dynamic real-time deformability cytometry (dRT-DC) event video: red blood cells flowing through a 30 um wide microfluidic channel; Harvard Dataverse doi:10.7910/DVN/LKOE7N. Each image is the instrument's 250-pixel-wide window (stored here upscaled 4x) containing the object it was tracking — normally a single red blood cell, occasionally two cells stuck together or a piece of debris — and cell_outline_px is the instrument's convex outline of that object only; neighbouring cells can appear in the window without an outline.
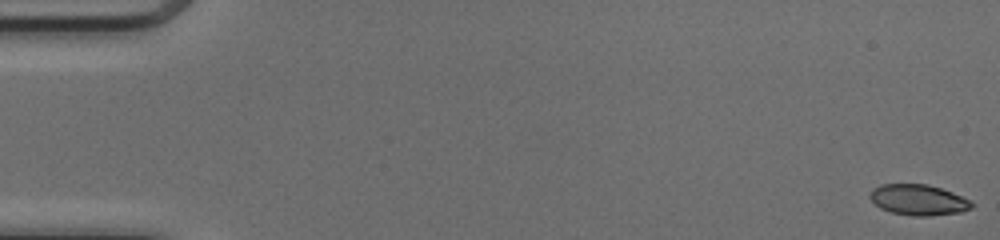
{"species": "common noctule bat (a hibernating species)", "species_latin": "Nyctalus noctula", "temperature_condition": "cold", "stored_images_in_passage": 51, "camera_frame_rate_fps": 3000, "um_per_image_px": 0.085, "animal": {"sex": "female", "body_mass_g": 17.0, "forearm_length_mm": 48.0}, "frame": {"image": 1, "passage_image": 1, "time_ms": 0.0, "image_size_px": [1000, 240], "cell_outline_px": [[976, 204], [972, 208], [960, 212], [928, 216], [912, 216], [892, 212], [880, 208], [868, 196], [872, 188], [880, 184], [928, 184], [952, 192], [972, 200]], "centroid_in_image_um": [78.08, 16.98], "position_along_channel_um": 6.9, "area_um2": 18.38}}
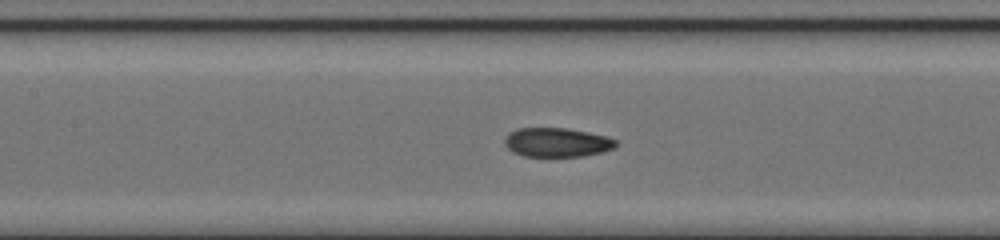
{"frame": {"image": 2, "passage_image": 24, "time_ms": 7.667, "image_size_px": [1000, 240], "cell_outline_px": [[620, 144], [616, 148], [584, 156], [524, 156], [512, 152], [504, 144], [504, 140], [508, 132], [516, 128], [564, 128], [588, 132], [608, 136], [616, 140]], "centroid_in_image_um": [47.35, 12.1], "position_along_channel_um": 160.1, "area_um2": 19.07}}
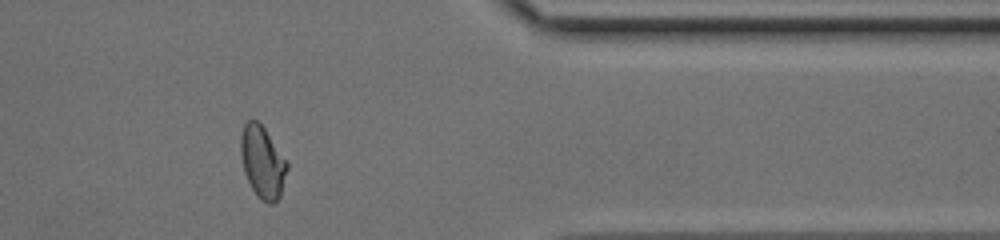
{"frame": {"image": 3, "passage_image": 42, "time_ms": 13.667, "image_size_px": [1000, 240], "cell_outline_px": [[288, 168], [280, 196], [272, 204], [268, 204], [260, 200], [256, 196], [244, 172], [240, 152], [240, 136], [244, 124], [248, 120], [256, 120], [264, 128], [288, 160]], "centroid_in_image_um": [22.32, 13.78], "position_along_channel_um": 389.1, "area_um2": 19.65}, "authors_computed_cell_mechanics": {"area_um2": 19.3052, "velocity_mm_per_s": 4.1436, "shape_relaxation_time_tau1_ms": null, "shape_relaxation_time_tau2_ms": 2.0449, "deformation_change_tau1": null, "deformation_change_tau2": 0.0617}}